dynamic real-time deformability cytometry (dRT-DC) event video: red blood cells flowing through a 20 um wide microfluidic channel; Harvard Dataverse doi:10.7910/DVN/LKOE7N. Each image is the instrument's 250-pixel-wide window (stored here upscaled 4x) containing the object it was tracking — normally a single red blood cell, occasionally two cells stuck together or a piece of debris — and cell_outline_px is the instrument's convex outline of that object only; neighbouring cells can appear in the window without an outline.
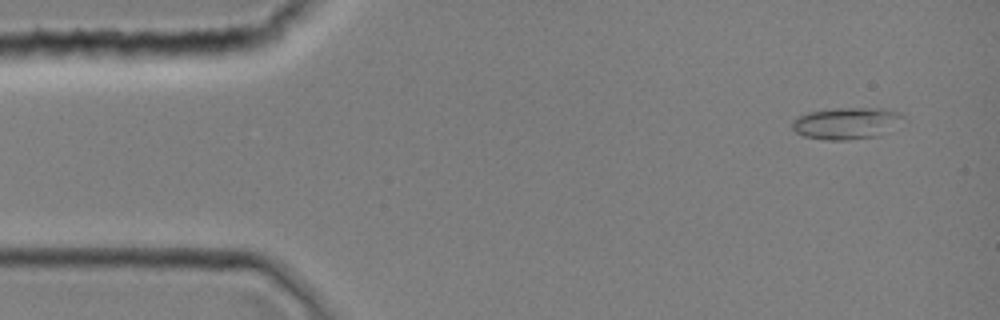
{"species": "common noctule bat (a hibernating species)", "species_latin": "Nyctalus noctula", "temperature_condition": "room temperature", "stored_images_in_passage": 1, "camera_frame_rate_fps": 3000, "um_per_image_px": 0.085, "animal": {"sex": "female", "body_mass_g": 19.0, "forearm_length_mm": 51.5}, "frame": {"image": 1, "passage_image": 1, "time_ms": 0.0, "image_size_px": [1000, 320], "cell_outline_px": [[904, 116], [880, 136], [844, 140], [824, 140], [804, 136], [796, 132], [792, 128], [792, 120], [796, 116], [804, 112], [832, 108], [884, 108], [900, 112]], "centroid_in_image_um": [71.85, 10.46], "position_along_channel_um": 13.1, "area_um2": 20.58}}